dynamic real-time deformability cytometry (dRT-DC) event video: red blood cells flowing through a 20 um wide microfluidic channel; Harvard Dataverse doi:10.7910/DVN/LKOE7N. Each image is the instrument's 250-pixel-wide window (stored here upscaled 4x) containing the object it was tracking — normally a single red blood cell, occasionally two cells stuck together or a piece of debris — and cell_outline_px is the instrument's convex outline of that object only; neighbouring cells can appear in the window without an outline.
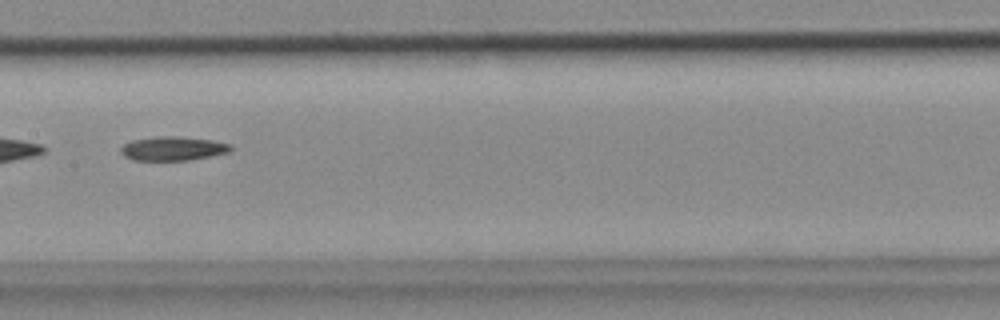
{"species": "common noctule bat (a hibernating species)", "species_latin": "Nyctalus noctula", "temperature_condition": "cold", "stored_images_in_passage": 31, "camera_frame_rate_fps": 3000, "um_per_image_px": 0.085, "animal": {"sex": "female", "body_mass_g": 18.4}, "frame": {"image": 1, "passage_image": 10, "time_ms": 3.0, "image_size_px": [1000, 320], "cell_outline_px": [[232, 148], [228, 152], [192, 160], [132, 160], [124, 156], [120, 152], [120, 148], [124, 144], [132, 140], [156, 136], [176, 136], [212, 140], [232, 144]], "centroid_in_image_um": [14.68, 12.62], "position_along_channel_um": 192.7, "area_um2": 15.43}}